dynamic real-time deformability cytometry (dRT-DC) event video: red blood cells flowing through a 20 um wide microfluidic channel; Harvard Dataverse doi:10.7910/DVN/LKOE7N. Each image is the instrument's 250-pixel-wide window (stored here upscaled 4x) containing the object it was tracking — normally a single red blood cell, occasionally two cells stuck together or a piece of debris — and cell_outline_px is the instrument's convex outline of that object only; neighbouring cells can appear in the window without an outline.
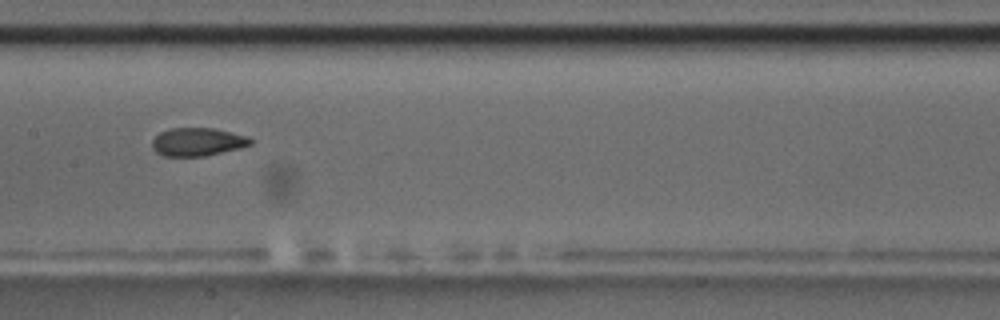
{"species": "common noctule bat (a hibernating species)", "species_latin": "Nyctalus noctula", "temperature_condition": "room temperature", "stored_images_in_passage": 9, "camera_frame_rate_fps": 3000, "um_per_image_px": 0.085, "animal": {"sex": "male", "body_mass_g": 17.5, "forearm_length_mm": 52.3}, "frame": {"image": 1, "passage_image": 8, "time_ms": 9.667, "image_size_px": [1000, 320], "cell_outline_px": [[252, 144], [240, 148], [204, 156], [164, 156], [156, 152], [152, 148], [152, 140], [160, 132], [168, 128], [212, 128], [248, 136], [252, 140]], "centroid_in_image_um": [16.77, 12.06], "position_along_channel_um": 190.6, "area_um2": 16.13}}